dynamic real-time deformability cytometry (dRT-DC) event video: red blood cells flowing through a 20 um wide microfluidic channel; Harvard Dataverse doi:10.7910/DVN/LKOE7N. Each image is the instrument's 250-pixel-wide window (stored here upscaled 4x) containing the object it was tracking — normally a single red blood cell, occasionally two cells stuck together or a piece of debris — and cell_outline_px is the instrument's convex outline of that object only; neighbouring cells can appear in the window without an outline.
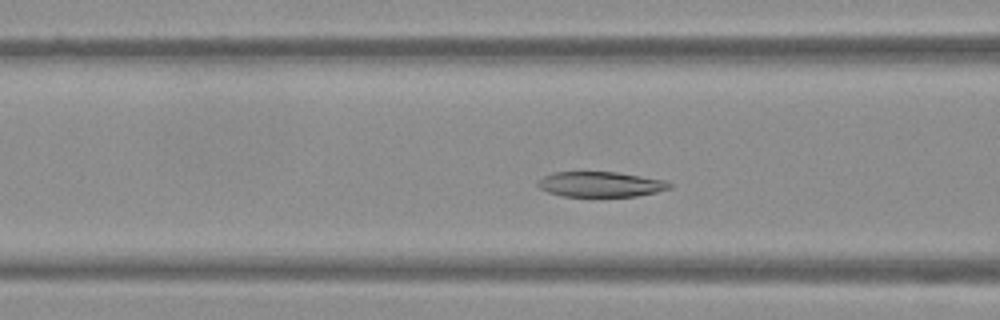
{"species": "Egyptian fruit bat (a non-hibernating species)", "species_latin": "Rousettus aegyptiacus", "temperature_condition": "warm", "stored_images_in_passage": 36, "camera_frame_rate_fps": 3000, "um_per_image_px": 0.085, "frame": {"image": 1, "passage_image": 5, "time_ms": 1.333, "image_size_px": [1000, 320], "cell_outline_px": [[672, 188], [656, 192], [636, 196], [564, 196], [548, 192], [540, 188], [536, 184], [536, 180], [552, 172], [616, 172], [664, 180], [672, 184]], "centroid_in_image_um": [51.02, 15.66], "position_along_channel_um": 115.6, "area_um2": 19.31}}
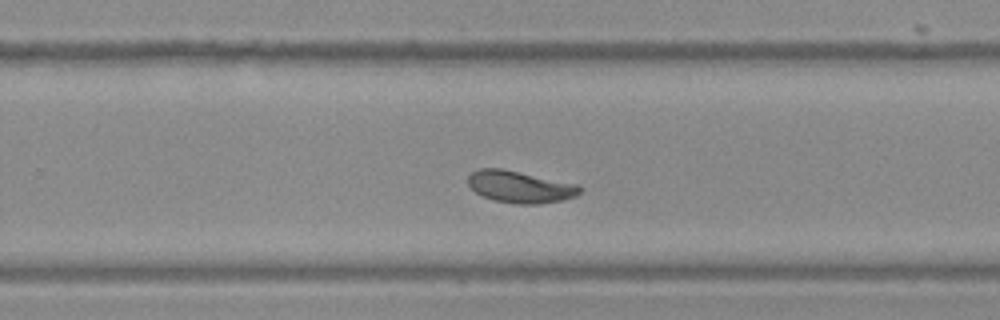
{"frame": {"image": 2, "passage_image": 18, "time_ms": 5.667, "image_size_px": [1000, 320], "cell_outline_px": [[580, 192], [576, 196], [564, 200], [536, 204], [516, 204], [492, 200], [476, 192], [468, 184], [468, 176], [472, 172], [480, 168], [500, 168], [580, 184]], "centroid_in_image_um": [44.22, 15.88], "position_along_channel_um": 285.6, "area_um2": 20.81}}
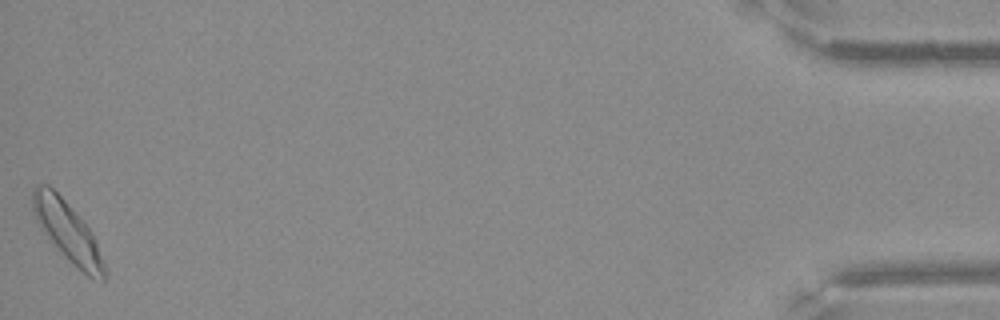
{"frame": {"image": 3, "passage_image": 36, "time_ms": 11.667, "image_size_px": [1000, 320], "cell_outline_px": [[104, 280], [92, 280], [72, 264], [56, 248], [40, 228], [36, 220], [32, 208], [32, 188], [36, 184], [48, 184], [64, 200], [92, 232], [96, 240], [104, 264]], "centroid_in_image_um": [5.71, 19.68], "position_along_channel_um": 429.5, "area_um2": 24.74}}